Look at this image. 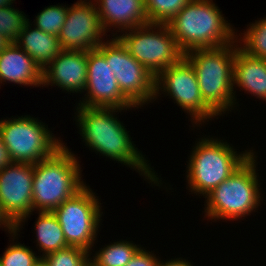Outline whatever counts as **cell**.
<instances>
[{
  "label": "cell",
  "instance_id": "cell-17",
  "mask_svg": "<svg viewBox=\"0 0 266 266\" xmlns=\"http://www.w3.org/2000/svg\"><path fill=\"white\" fill-rule=\"evenodd\" d=\"M106 32L113 27L117 32L148 24L145 0H93ZM98 5V6H97ZM111 27V28H109Z\"/></svg>",
  "mask_w": 266,
  "mask_h": 266
},
{
  "label": "cell",
  "instance_id": "cell-20",
  "mask_svg": "<svg viewBox=\"0 0 266 266\" xmlns=\"http://www.w3.org/2000/svg\"><path fill=\"white\" fill-rule=\"evenodd\" d=\"M35 222L36 242L42 258L54 251L68 247L61 225L53 212L39 211Z\"/></svg>",
  "mask_w": 266,
  "mask_h": 266
},
{
  "label": "cell",
  "instance_id": "cell-32",
  "mask_svg": "<svg viewBox=\"0 0 266 266\" xmlns=\"http://www.w3.org/2000/svg\"><path fill=\"white\" fill-rule=\"evenodd\" d=\"M10 42L0 34V52L9 44Z\"/></svg>",
  "mask_w": 266,
  "mask_h": 266
},
{
  "label": "cell",
  "instance_id": "cell-11",
  "mask_svg": "<svg viewBox=\"0 0 266 266\" xmlns=\"http://www.w3.org/2000/svg\"><path fill=\"white\" fill-rule=\"evenodd\" d=\"M160 91L162 94L167 93L166 96L169 95L190 115L193 127L218 116L201 97L195 70L185 58L178 64L163 69L155 77V100L161 95Z\"/></svg>",
  "mask_w": 266,
  "mask_h": 266
},
{
  "label": "cell",
  "instance_id": "cell-35",
  "mask_svg": "<svg viewBox=\"0 0 266 266\" xmlns=\"http://www.w3.org/2000/svg\"><path fill=\"white\" fill-rule=\"evenodd\" d=\"M84 266H95V265L90 260H88Z\"/></svg>",
  "mask_w": 266,
  "mask_h": 266
},
{
  "label": "cell",
  "instance_id": "cell-2",
  "mask_svg": "<svg viewBox=\"0 0 266 266\" xmlns=\"http://www.w3.org/2000/svg\"><path fill=\"white\" fill-rule=\"evenodd\" d=\"M188 51L184 58L195 70L201 97L219 116L237 103L233 86V69L238 43ZM235 43V44H234Z\"/></svg>",
  "mask_w": 266,
  "mask_h": 266
},
{
  "label": "cell",
  "instance_id": "cell-29",
  "mask_svg": "<svg viewBox=\"0 0 266 266\" xmlns=\"http://www.w3.org/2000/svg\"><path fill=\"white\" fill-rule=\"evenodd\" d=\"M13 163L8 149L5 147L2 139L0 137V170L4 169L6 166H9Z\"/></svg>",
  "mask_w": 266,
  "mask_h": 266
},
{
  "label": "cell",
  "instance_id": "cell-27",
  "mask_svg": "<svg viewBox=\"0 0 266 266\" xmlns=\"http://www.w3.org/2000/svg\"><path fill=\"white\" fill-rule=\"evenodd\" d=\"M90 252L76 246H68L45 255L42 259L48 266H84Z\"/></svg>",
  "mask_w": 266,
  "mask_h": 266
},
{
  "label": "cell",
  "instance_id": "cell-26",
  "mask_svg": "<svg viewBox=\"0 0 266 266\" xmlns=\"http://www.w3.org/2000/svg\"><path fill=\"white\" fill-rule=\"evenodd\" d=\"M28 21L23 11L12 6L3 7L0 9V34L10 43H15Z\"/></svg>",
  "mask_w": 266,
  "mask_h": 266
},
{
  "label": "cell",
  "instance_id": "cell-31",
  "mask_svg": "<svg viewBox=\"0 0 266 266\" xmlns=\"http://www.w3.org/2000/svg\"><path fill=\"white\" fill-rule=\"evenodd\" d=\"M2 226L4 229H6V231H8L9 234L15 230V225L5 216L0 206V227Z\"/></svg>",
  "mask_w": 266,
  "mask_h": 266
},
{
  "label": "cell",
  "instance_id": "cell-21",
  "mask_svg": "<svg viewBox=\"0 0 266 266\" xmlns=\"http://www.w3.org/2000/svg\"><path fill=\"white\" fill-rule=\"evenodd\" d=\"M132 242L120 240L108 244L89 257V260L95 266H125L141 248Z\"/></svg>",
  "mask_w": 266,
  "mask_h": 266
},
{
  "label": "cell",
  "instance_id": "cell-23",
  "mask_svg": "<svg viewBox=\"0 0 266 266\" xmlns=\"http://www.w3.org/2000/svg\"><path fill=\"white\" fill-rule=\"evenodd\" d=\"M191 0H145L148 23L168 24Z\"/></svg>",
  "mask_w": 266,
  "mask_h": 266
},
{
  "label": "cell",
  "instance_id": "cell-5",
  "mask_svg": "<svg viewBox=\"0 0 266 266\" xmlns=\"http://www.w3.org/2000/svg\"><path fill=\"white\" fill-rule=\"evenodd\" d=\"M187 165L189 190L205 197L215 187L230 177L252 155L253 150L237 153L233 146L218 138H199Z\"/></svg>",
  "mask_w": 266,
  "mask_h": 266
},
{
  "label": "cell",
  "instance_id": "cell-4",
  "mask_svg": "<svg viewBox=\"0 0 266 266\" xmlns=\"http://www.w3.org/2000/svg\"><path fill=\"white\" fill-rule=\"evenodd\" d=\"M78 158L65 145L34 164L33 211L53 212L85 185Z\"/></svg>",
  "mask_w": 266,
  "mask_h": 266
},
{
  "label": "cell",
  "instance_id": "cell-15",
  "mask_svg": "<svg viewBox=\"0 0 266 266\" xmlns=\"http://www.w3.org/2000/svg\"><path fill=\"white\" fill-rule=\"evenodd\" d=\"M87 80V51L62 50L42 70V85L82 93Z\"/></svg>",
  "mask_w": 266,
  "mask_h": 266
},
{
  "label": "cell",
  "instance_id": "cell-33",
  "mask_svg": "<svg viewBox=\"0 0 266 266\" xmlns=\"http://www.w3.org/2000/svg\"><path fill=\"white\" fill-rule=\"evenodd\" d=\"M15 0H0V9L3 8V7H9V6H12V3L14 2Z\"/></svg>",
  "mask_w": 266,
  "mask_h": 266
},
{
  "label": "cell",
  "instance_id": "cell-24",
  "mask_svg": "<svg viewBox=\"0 0 266 266\" xmlns=\"http://www.w3.org/2000/svg\"><path fill=\"white\" fill-rule=\"evenodd\" d=\"M10 235L13 242L5 248L6 250L0 257V266H35L42 257L39 255L37 256V253H34L30 247L20 242H14V239H16L18 235L16 230H13Z\"/></svg>",
  "mask_w": 266,
  "mask_h": 266
},
{
  "label": "cell",
  "instance_id": "cell-1",
  "mask_svg": "<svg viewBox=\"0 0 266 266\" xmlns=\"http://www.w3.org/2000/svg\"><path fill=\"white\" fill-rule=\"evenodd\" d=\"M75 116L77 126L85 145L96 153L133 168L153 185L161 186V181L138 150L129 131L118 120L115 112L121 108L78 105ZM115 114V115H114ZM116 116V117H115ZM153 170V171H152ZM160 184V185H159Z\"/></svg>",
  "mask_w": 266,
  "mask_h": 266
},
{
  "label": "cell",
  "instance_id": "cell-13",
  "mask_svg": "<svg viewBox=\"0 0 266 266\" xmlns=\"http://www.w3.org/2000/svg\"><path fill=\"white\" fill-rule=\"evenodd\" d=\"M105 35L93 0H79L69 7L58 39L62 50L89 51L104 42Z\"/></svg>",
  "mask_w": 266,
  "mask_h": 266
},
{
  "label": "cell",
  "instance_id": "cell-7",
  "mask_svg": "<svg viewBox=\"0 0 266 266\" xmlns=\"http://www.w3.org/2000/svg\"><path fill=\"white\" fill-rule=\"evenodd\" d=\"M124 32L119 36L112 34L154 77L184 58L185 53L180 49L167 24L148 23Z\"/></svg>",
  "mask_w": 266,
  "mask_h": 266
},
{
  "label": "cell",
  "instance_id": "cell-30",
  "mask_svg": "<svg viewBox=\"0 0 266 266\" xmlns=\"http://www.w3.org/2000/svg\"><path fill=\"white\" fill-rule=\"evenodd\" d=\"M158 266H193L191 262H189L186 259L176 258V259H171L167 260L166 262H163L159 260Z\"/></svg>",
  "mask_w": 266,
  "mask_h": 266
},
{
  "label": "cell",
  "instance_id": "cell-28",
  "mask_svg": "<svg viewBox=\"0 0 266 266\" xmlns=\"http://www.w3.org/2000/svg\"><path fill=\"white\" fill-rule=\"evenodd\" d=\"M159 259L144 247L140 248L125 266H158Z\"/></svg>",
  "mask_w": 266,
  "mask_h": 266
},
{
  "label": "cell",
  "instance_id": "cell-6",
  "mask_svg": "<svg viewBox=\"0 0 266 266\" xmlns=\"http://www.w3.org/2000/svg\"><path fill=\"white\" fill-rule=\"evenodd\" d=\"M255 159L257 156L253 153L239 169L204 197L207 199L204 217L215 221H235L257 210L262 197Z\"/></svg>",
  "mask_w": 266,
  "mask_h": 266
},
{
  "label": "cell",
  "instance_id": "cell-12",
  "mask_svg": "<svg viewBox=\"0 0 266 266\" xmlns=\"http://www.w3.org/2000/svg\"><path fill=\"white\" fill-rule=\"evenodd\" d=\"M34 164L12 163L0 170V206L19 232L33 212Z\"/></svg>",
  "mask_w": 266,
  "mask_h": 266
},
{
  "label": "cell",
  "instance_id": "cell-9",
  "mask_svg": "<svg viewBox=\"0 0 266 266\" xmlns=\"http://www.w3.org/2000/svg\"><path fill=\"white\" fill-rule=\"evenodd\" d=\"M95 195L89 185H85L53 211L61 225L67 245L83 248L90 252V256L103 214L100 200Z\"/></svg>",
  "mask_w": 266,
  "mask_h": 266
},
{
  "label": "cell",
  "instance_id": "cell-25",
  "mask_svg": "<svg viewBox=\"0 0 266 266\" xmlns=\"http://www.w3.org/2000/svg\"><path fill=\"white\" fill-rule=\"evenodd\" d=\"M68 9L69 7L66 5L65 7L62 5L47 6L44 10L37 14L35 20L33 21L35 24L33 25L45 33L58 36L63 24L65 23Z\"/></svg>",
  "mask_w": 266,
  "mask_h": 266
},
{
  "label": "cell",
  "instance_id": "cell-16",
  "mask_svg": "<svg viewBox=\"0 0 266 266\" xmlns=\"http://www.w3.org/2000/svg\"><path fill=\"white\" fill-rule=\"evenodd\" d=\"M6 81L43 87L42 69L16 43H9L0 52V84Z\"/></svg>",
  "mask_w": 266,
  "mask_h": 266
},
{
  "label": "cell",
  "instance_id": "cell-3",
  "mask_svg": "<svg viewBox=\"0 0 266 266\" xmlns=\"http://www.w3.org/2000/svg\"><path fill=\"white\" fill-rule=\"evenodd\" d=\"M221 13L213 0H191L167 25L184 53L224 46L237 34Z\"/></svg>",
  "mask_w": 266,
  "mask_h": 266
},
{
  "label": "cell",
  "instance_id": "cell-14",
  "mask_svg": "<svg viewBox=\"0 0 266 266\" xmlns=\"http://www.w3.org/2000/svg\"><path fill=\"white\" fill-rule=\"evenodd\" d=\"M85 98L78 105L136 108L120 91L115 75L104 55L97 49L87 51Z\"/></svg>",
  "mask_w": 266,
  "mask_h": 266
},
{
  "label": "cell",
  "instance_id": "cell-8",
  "mask_svg": "<svg viewBox=\"0 0 266 266\" xmlns=\"http://www.w3.org/2000/svg\"><path fill=\"white\" fill-rule=\"evenodd\" d=\"M44 124L30 115L0 120V137L13 163L36 164L64 145Z\"/></svg>",
  "mask_w": 266,
  "mask_h": 266
},
{
  "label": "cell",
  "instance_id": "cell-22",
  "mask_svg": "<svg viewBox=\"0 0 266 266\" xmlns=\"http://www.w3.org/2000/svg\"><path fill=\"white\" fill-rule=\"evenodd\" d=\"M241 34L242 39L236 36L237 43H241L239 48L251 57L266 59V17L255 20Z\"/></svg>",
  "mask_w": 266,
  "mask_h": 266
},
{
  "label": "cell",
  "instance_id": "cell-10",
  "mask_svg": "<svg viewBox=\"0 0 266 266\" xmlns=\"http://www.w3.org/2000/svg\"><path fill=\"white\" fill-rule=\"evenodd\" d=\"M97 49L110 63L121 93L137 109L155 99V77L131 56L117 37L102 42Z\"/></svg>",
  "mask_w": 266,
  "mask_h": 266
},
{
  "label": "cell",
  "instance_id": "cell-18",
  "mask_svg": "<svg viewBox=\"0 0 266 266\" xmlns=\"http://www.w3.org/2000/svg\"><path fill=\"white\" fill-rule=\"evenodd\" d=\"M266 101V59L251 57L239 46L235 53L233 86Z\"/></svg>",
  "mask_w": 266,
  "mask_h": 266
},
{
  "label": "cell",
  "instance_id": "cell-34",
  "mask_svg": "<svg viewBox=\"0 0 266 266\" xmlns=\"http://www.w3.org/2000/svg\"><path fill=\"white\" fill-rule=\"evenodd\" d=\"M35 266H48L44 260L41 258L40 261Z\"/></svg>",
  "mask_w": 266,
  "mask_h": 266
},
{
  "label": "cell",
  "instance_id": "cell-19",
  "mask_svg": "<svg viewBox=\"0 0 266 266\" xmlns=\"http://www.w3.org/2000/svg\"><path fill=\"white\" fill-rule=\"evenodd\" d=\"M28 21L15 43L22 48L42 70L60 54L62 48L58 36L45 33Z\"/></svg>",
  "mask_w": 266,
  "mask_h": 266
}]
</instances>
